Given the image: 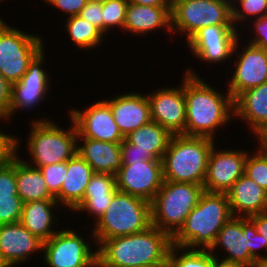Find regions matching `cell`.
<instances>
[{
  "mask_svg": "<svg viewBox=\"0 0 267 267\" xmlns=\"http://www.w3.org/2000/svg\"><path fill=\"white\" fill-rule=\"evenodd\" d=\"M188 66L183 71L186 135L218 141V131L223 128L226 130L235 121L234 100L228 90L221 92L217 85L210 84L204 76H200L198 70L192 67L196 65Z\"/></svg>",
  "mask_w": 267,
  "mask_h": 267,
  "instance_id": "6da1fadb",
  "label": "cell"
},
{
  "mask_svg": "<svg viewBox=\"0 0 267 267\" xmlns=\"http://www.w3.org/2000/svg\"><path fill=\"white\" fill-rule=\"evenodd\" d=\"M171 245L172 238L152 225L139 233L104 240L97 248V263L102 267L168 264Z\"/></svg>",
  "mask_w": 267,
  "mask_h": 267,
  "instance_id": "7a4b0ae2",
  "label": "cell"
},
{
  "mask_svg": "<svg viewBox=\"0 0 267 267\" xmlns=\"http://www.w3.org/2000/svg\"><path fill=\"white\" fill-rule=\"evenodd\" d=\"M51 117V118H50ZM49 118L42 116L36 117L30 121V126L27 134L25 154H29L24 158V154L19 155L22 149L20 136H17V155L28 165L34 168H40L47 165H53L61 162H67L77 154V136L78 132L72 119L70 126L62 127L58 124L57 119L52 121V116ZM31 127V128H30ZM21 149H20V148ZM29 152V153H28ZM31 160V161H30Z\"/></svg>",
  "mask_w": 267,
  "mask_h": 267,
  "instance_id": "3957f363",
  "label": "cell"
},
{
  "mask_svg": "<svg viewBox=\"0 0 267 267\" xmlns=\"http://www.w3.org/2000/svg\"><path fill=\"white\" fill-rule=\"evenodd\" d=\"M231 217L226 193L204 191L198 204L187 215L183 226L172 237V245L209 250L219 231Z\"/></svg>",
  "mask_w": 267,
  "mask_h": 267,
  "instance_id": "277c9868",
  "label": "cell"
},
{
  "mask_svg": "<svg viewBox=\"0 0 267 267\" xmlns=\"http://www.w3.org/2000/svg\"><path fill=\"white\" fill-rule=\"evenodd\" d=\"M216 142L206 137L173 135L161 160L163 179L203 186L209 155Z\"/></svg>",
  "mask_w": 267,
  "mask_h": 267,
  "instance_id": "5b68a950",
  "label": "cell"
},
{
  "mask_svg": "<svg viewBox=\"0 0 267 267\" xmlns=\"http://www.w3.org/2000/svg\"><path fill=\"white\" fill-rule=\"evenodd\" d=\"M90 225L97 247L104 240L142 232L152 226L150 202L118 191L104 214Z\"/></svg>",
  "mask_w": 267,
  "mask_h": 267,
  "instance_id": "8992f818",
  "label": "cell"
},
{
  "mask_svg": "<svg viewBox=\"0 0 267 267\" xmlns=\"http://www.w3.org/2000/svg\"><path fill=\"white\" fill-rule=\"evenodd\" d=\"M204 191L199 184L164 180L150 202L152 225L172 238L198 204Z\"/></svg>",
  "mask_w": 267,
  "mask_h": 267,
  "instance_id": "52a82bcc",
  "label": "cell"
},
{
  "mask_svg": "<svg viewBox=\"0 0 267 267\" xmlns=\"http://www.w3.org/2000/svg\"><path fill=\"white\" fill-rule=\"evenodd\" d=\"M209 251L216 257L253 267L256 259L267 256V243L263 242L249 217L232 216L219 231Z\"/></svg>",
  "mask_w": 267,
  "mask_h": 267,
  "instance_id": "ba28073f",
  "label": "cell"
},
{
  "mask_svg": "<svg viewBox=\"0 0 267 267\" xmlns=\"http://www.w3.org/2000/svg\"><path fill=\"white\" fill-rule=\"evenodd\" d=\"M18 27L0 16V73L11 85L20 81L29 63L47 45L42 34Z\"/></svg>",
  "mask_w": 267,
  "mask_h": 267,
  "instance_id": "9c48e42d",
  "label": "cell"
},
{
  "mask_svg": "<svg viewBox=\"0 0 267 267\" xmlns=\"http://www.w3.org/2000/svg\"><path fill=\"white\" fill-rule=\"evenodd\" d=\"M211 25H233L231 5L226 0L171 2L172 40L175 43V35H180V40L187 42L200 29Z\"/></svg>",
  "mask_w": 267,
  "mask_h": 267,
  "instance_id": "30bf717a",
  "label": "cell"
},
{
  "mask_svg": "<svg viewBox=\"0 0 267 267\" xmlns=\"http://www.w3.org/2000/svg\"><path fill=\"white\" fill-rule=\"evenodd\" d=\"M88 232L89 237H86L82 231L79 233L72 227L59 229L43 242L40 263L47 267H93L97 263L98 247L92 230Z\"/></svg>",
  "mask_w": 267,
  "mask_h": 267,
  "instance_id": "8fae6325",
  "label": "cell"
},
{
  "mask_svg": "<svg viewBox=\"0 0 267 267\" xmlns=\"http://www.w3.org/2000/svg\"><path fill=\"white\" fill-rule=\"evenodd\" d=\"M45 51L44 47L29 63L28 69L20 81L12 84L9 115L2 121L4 124L5 122L7 125L9 122L12 123L13 117L21 111L29 112L31 110V115L43 102L50 101L48 97L52 96L49 93L53 84L52 79L49 78L52 72H48L44 68L45 61H47V57H45L47 51Z\"/></svg>",
  "mask_w": 267,
  "mask_h": 267,
  "instance_id": "7c38bea8",
  "label": "cell"
},
{
  "mask_svg": "<svg viewBox=\"0 0 267 267\" xmlns=\"http://www.w3.org/2000/svg\"><path fill=\"white\" fill-rule=\"evenodd\" d=\"M230 64L233 65L228 70L227 82H224L228 88H224L229 91L233 100L242 92L267 82V51L244 42L241 37L235 43Z\"/></svg>",
  "mask_w": 267,
  "mask_h": 267,
  "instance_id": "4fadbf2b",
  "label": "cell"
},
{
  "mask_svg": "<svg viewBox=\"0 0 267 267\" xmlns=\"http://www.w3.org/2000/svg\"><path fill=\"white\" fill-rule=\"evenodd\" d=\"M240 38V31L234 25H211L196 32L187 42V50L208 67L228 65L232 61L236 41ZM189 48V49H188ZM225 63V64H224ZM220 64V65H219Z\"/></svg>",
  "mask_w": 267,
  "mask_h": 267,
  "instance_id": "5bb4252c",
  "label": "cell"
},
{
  "mask_svg": "<svg viewBox=\"0 0 267 267\" xmlns=\"http://www.w3.org/2000/svg\"><path fill=\"white\" fill-rule=\"evenodd\" d=\"M218 148L217 142L212 147L209 155L207 172L203 184L204 190L210 193H227L231 186L245 174V163L249 151L236 147Z\"/></svg>",
  "mask_w": 267,
  "mask_h": 267,
  "instance_id": "9a60e30c",
  "label": "cell"
},
{
  "mask_svg": "<svg viewBox=\"0 0 267 267\" xmlns=\"http://www.w3.org/2000/svg\"><path fill=\"white\" fill-rule=\"evenodd\" d=\"M181 83L174 86L154 87L146 93L150 104L151 120L167 129L172 135H186V101ZM155 89V90H154Z\"/></svg>",
  "mask_w": 267,
  "mask_h": 267,
  "instance_id": "2e32d148",
  "label": "cell"
},
{
  "mask_svg": "<svg viewBox=\"0 0 267 267\" xmlns=\"http://www.w3.org/2000/svg\"><path fill=\"white\" fill-rule=\"evenodd\" d=\"M103 99L87 104L84 109L81 106L69 107L68 116L76 126L77 137L120 144L125 137L114 121L110 106Z\"/></svg>",
  "mask_w": 267,
  "mask_h": 267,
  "instance_id": "e0dca14e",
  "label": "cell"
},
{
  "mask_svg": "<svg viewBox=\"0 0 267 267\" xmlns=\"http://www.w3.org/2000/svg\"><path fill=\"white\" fill-rule=\"evenodd\" d=\"M118 191L151 202L164 181L161 160H143L122 165L115 175Z\"/></svg>",
  "mask_w": 267,
  "mask_h": 267,
  "instance_id": "ac0fdd59",
  "label": "cell"
},
{
  "mask_svg": "<svg viewBox=\"0 0 267 267\" xmlns=\"http://www.w3.org/2000/svg\"><path fill=\"white\" fill-rule=\"evenodd\" d=\"M42 250L43 241L20 222L0 225V257L7 267L29 264L40 253L42 258Z\"/></svg>",
  "mask_w": 267,
  "mask_h": 267,
  "instance_id": "d6986e66",
  "label": "cell"
},
{
  "mask_svg": "<svg viewBox=\"0 0 267 267\" xmlns=\"http://www.w3.org/2000/svg\"><path fill=\"white\" fill-rule=\"evenodd\" d=\"M113 96V97H112ZM104 99L110 106L115 123L126 138L131 132L151 121L150 104L146 93L129 91Z\"/></svg>",
  "mask_w": 267,
  "mask_h": 267,
  "instance_id": "ffe728a7",
  "label": "cell"
},
{
  "mask_svg": "<svg viewBox=\"0 0 267 267\" xmlns=\"http://www.w3.org/2000/svg\"><path fill=\"white\" fill-rule=\"evenodd\" d=\"M234 119L248 126L252 138L262 140L267 136V82L242 92L234 100Z\"/></svg>",
  "mask_w": 267,
  "mask_h": 267,
  "instance_id": "44dd1931",
  "label": "cell"
},
{
  "mask_svg": "<svg viewBox=\"0 0 267 267\" xmlns=\"http://www.w3.org/2000/svg\"><path fill=\"white\" fill-rule=\"evenodd\" d=\"M163 30L168 33L170 40L173 37L171 28V7L143 6L128 3L126 9L123 34L134 37H149L148 35L161 33ZM157 31V32H156ZM152 32V33H151Z\"/></svg>",
  "mask_w": 267,
  "mask_h": 267,
  "instance_id": "7402d4cb",
  "label": "cell"
},
{
  "mask_svg": "<svg viewBox=\"0 0 267 267\" xmlns=\"http://www.w3.org/2000/svg\"><path fill=\"white\" fill-rule=\"evenodd\" d=\"M63 211L56 200L31 201L23 204L20 223L44 242L61 229L58 216Z\"/></svg>",
  "mask_w": 267,
  "mask_h": 267,
  "instance_id": "603a6c76",
  "label": "cell"
},
{
  "mask_svg": "<svg viewBox=\"0 0 267 267\" xmlns=\"http://www.w3.org/2000/svg\"><path fill=\"white\" fill-rule=\"evenodd\" d=\"M118 192L116 187L115 176L107 173H94L90 178V182L86 187L82 202L70 212L73 215L76 213L80 218L81 214H85L90 219L93 218V224L104 214L111 204L114 195Z\"/></svg>",
  "mask_w": 267,
  "mask_h": 267,
  "instance_id": "cb8c5ba5",
  "label": "cell"
},
{
  "mask_svg": "<svg viewBox=\"0 0 267 267\" xmlns=\"http://www.w3.org/2000/svg\"><path fill=\"white\" fill-rule=\"evenodd\" d=\"M229 207L234 217H251L267 212V192L243 174L227 191Z\"/></svg>",
  "mask_w": 267,
  "mask_h": 267,
  "instance_id": "d4e9b609",
  "label": "cell"
},
{
  "mask_svg": "<svg viewBox=\"0 0 267 267\" xmlns=\"http://www.w3.org/2000/svg\"><path fill=\"white\" fill-rule=\"evenodd\" d=\"M93 174L92 167L79 154L67 161V176L55 197L64 212H72L82 202Z\"/></svg>",
  "mask_w": 267,
  "mask_h": 267,
  "instance_id": "484cf974",
  "label": "cell"
},
{
  "mask_svg": "<svg viewBox=\"0 0 267 267\" xmlns=\"http://www.w3.org/2000/svg\"><path fill=\"white\" fill-rule=\"evenodd\" d=\"M77 154L93 169L94 173L116 175L122 166L121 145L77 137Z\"/></svg>",
  "mask_w": 267,
  "mask_h": 267,
  "instance_id": "4316f807",
  "label": "cell"
},
{
  "mask_svg": "<svg viewBox=\"0 0 267 267\" xmlns=\"http://www.w3.org/2000/svg\"><path fill=\"white\" fill-rule=\"evenodd\" d=\"M15 174L18 195L23 204L37 200H55L49 192L42 172L15 156Z\"/></svg>",
  "mask_w": 267,
  "mask_h": 267,
  "instance_id": "83f0119b",
  "label": "cell"
},
{
  "mask_svg": "<svg viewBox=\"0 0 267 267\" xmlns=\"http://www.w3.org/2000/svg\"><path fill=\"white\" fill-rule=\"evenodd\" d=\"M63 20L64 22L62 23L65 25H62L63 27L61 26V28H64V31H66L64 34L67 33L68 35L65 38H69L68 41L71 40L73 46L77 47V49L79 48L78 50H81V53L83 50L86 54L87 52L91 54L94 49L95 53L99 46L104 45L105 39H108L96 26L79 15L64 18Z\"/></svg>",
  "mask_w": 267,
  "mask_h": 267,
  "instance_id": "f1b7e54d",
  "label": "cell"
},
{
  "mask_svg": "<svg viewBox=\"0 0 267 267\" xmlns=\"http://www.w3.org/2000/svg\"><path fill=\"white\" fill-rule=\"evenodd\" d=\"M172 136L167 129L151 120L131 132L126 139L140 152L152 153L157 159L162 160Z\"/></svg>",
  "mask_w": 267,
  "mask_h": 267,
  "instance_id": "f546056e",
  "label": "cell"
},
{
  "mask_svg": "<svg viewBox=\"0 0 267 267\" xmlns=\"http://www.w3.org/2000/svg\"><path fill=\"white\" fill-rule=\"evenodd\" d=\"M167 262L170 267H213V255L208 249L171 245Z\"/></svg>",
  "mask_w": 267,
  "mask_h": 267,
  "instance_id": "4dcf8cb0",
  "label": "cell"
},
{
  "mask_svg": "<svg viewBox=\"0 0 267 267\" xmlns=\"http://www.w3.org/2000/svg\"><path fill=\"white\" fill-rule=\"evenodd\" d=\"M254 141H252L253 144L257 143L253 151L248 153L245 175L267 192V145L259 139Z\"/></svg>",
  "mask_w": 267,
  "mask_h": 267,
  "instance_id": "1f68e13d",
  "label": "cell"
},
{
  "mask_svg": "<svg viewBox=\"0 0 267 267\" xmlns=\"http://www.w3.org/2000/svg\"><path fill=\"white\" fill-rule=\"evenodd\" d=\"M231 9L233 25L240 31L246 23L267 16V0H238Z\"/></svg>",
  "mask_w": 267,
  "mask_h": 267,
  "instance_id": "d6a6232c",
  "label": "cell"
},
{
  "mask_svg": "<svg viewBox=\"0 0 267 267\" xmlns=\"http://www.w3.org/2000/svg\"><path fill=\"white\" fill-rule=\"evenodd\" d=\"M127 5V0L102 1L103 34L106 37H108L107 35L109 34V38L112 39V34L113 32H116V30L118 31V33L120 32L122 34Z\"/></svg>",
  "mask_w": 267,
  "mask_h": 267,
  "instance_id": "836d02e7",
  "label": "cell"
},
{
  "mask_svg": "<svg viewBox=\"0 0 267 267\" xmlns=\"http://www.w3.org/2000/svg\"><path fill=\"white\" fill-rule=\"evenodd\" d=\"M240 37H245V42L267 51V16L252 20L246 24L240 30Z\"/></svg>",
  "mask_w": 267,
  "mask_h": 267,
  "instance_id": "e575fe53",
  "label": "cell"
},
{
  "mask_svg": "<svg viewBox=\"0 0 267 267\" xmlns=\"http://www.w3.org/2000/svg\"><path fill=\"white\" fill-rule=\"evenodd\" d=\"M39 170L44 176L49 192L56 197L67 176V162L43 166Z\"/></svg>",
  "mask_w": 267,
  "mask_h": 267,
  "instance_id": "d590c367",
  "label": "cell"
},
{
  "mask_svg": "<svg viewBox=\"0 0 267 267\" xmlns=\"http://www.w3.org/2000/svg\"><path fill=\"white\" fill-rule=\"evenodd\" d=\"M22 207L20 196L0 197V225L20 222Z\"/></svg>",
  "mask_w": 267,
  "mask_h": 267,
  "instance_id": "8d00e7d4",
  "label": "cell"
},
{
  "mask_svg": "<svg viewBox=\"0 0 267 267\" xmlns=\"http://www.w3.org/2000/svg\"><path fill=\"white\" fill-rule=\"evenodd\" d=\"M19 196L16 185L15 157L0 168V197Z\"/></svg>",
  "mask_w": 267,
  "mask_h": 267,
  "instance_id": "74e56055",
  "label": "cell"
},
{
  "mask_svg": "<svg viewBox=\"0 0 267 267\" xmlns=\"http://www.w3.org/2000/svg\"><path fill=\"white\" fill-rule=\"evenodd\" d=\"M1 123V122H0ZM17 155V135L0 127V168L6 166Z\"/></svg>",
  "mask_w": 267,
  "mask_h": 267,
  "instance_id": "f35d334b",
  "label": "cell"
},
{
  "mask_svg": "<svg viewBox=\"0 0 267 267\" xmlns=\"http://www.w3.org/2000/svg\"><path fill=\"white\" fill-rule=\"evenodd\" d=\"M44 4L51 5L52 9L55 8L62 13L64 18L79 15L80 11L86 6L89 0H42Z\"/></svg>",
  "mask_w": 267,
  "mask_h": 267,
  "instance_id": "ab89813d",
  "label": "cell"
},
{
  "mask_svg": "<svg viewBox=\"0 0 267 267\" xmlns=\"http://www.w3.org/2000/svg\"><path fill=\"white\" fill-rule=\"evenodd\" d=\"M120 145L122 165H131V162H142L143 160H159L152 153L140 152L126 138Z\"/></svg>",
  "mask_w": 267,
  "mask_h": 267,
  "instance_id": "60d3db41",
  "label": "cell"
},
{
  "mask_svg": "<svg viewBox=\"0 0 267 267\" xmlns=\"http://www.w3.org/2000/svg\"><path fill=\"white\" fill-rule=\"evenodd\" d=\"M79 16L89 21L103 33L102 1L89 0Z\"/></svg>",
  "mask_w": 267,
  "mask_h": 267,
  "instance_id": "b9f144b4",
  "label": "cell"
},
{
  "mask_svg": "<svg viewBox=\"0 0 267 267\" xmlns=\"http://www.w3.org/2000/svg\"><path fill=\"white\" fill-rule=\"evenodd\" d=\"M11 84L0 73V122L9 115Z\"/></svg>",
  "mask_w": 267,
  "mask_h": 267,
  "instance_id": "7bdbcfd3",
  "label": "cell"
},
{
  "mask_svg": "<svg viewBox=\"0 0 267 267\" xmlns=\"http://www.w3.org/2000/svg\"><path fill=\"white\" fill-rule=\"evenodd\" d=\"M255 224L257 232L262 235L264 243H267V212L255 214L249 217Z\"/></svg>",
  "mask_w": 267,
  "mask_h": 267,
  "instance_id": "ee69618b",
  "label": "cell"
},
{
  "mask_svg": "<svg viewBox=\"0 0 267 267\" xmlns=\"http://www.w3.org/2000/svg\"><path fill=\"white\" fill-rule=\"evenodd\" d=\"M128 3L138 4L143 6H156V7H171L169 0H127Z\"/></svg>",
  "mask_w": 267,
  "mask_h": 267,
  "instance_id": "f6af8a7d",
  "label": "cell"
},
{
  "mask_svg": "<svg viewBox=\"0 0 267 267\" xmlns=\"http://www.w3.org/2000/svg\"><path fill=\"white\" fill-rule=\"evenodd\" d=\"M213 267H244L243 265L228 261L213 255Z\"/></svg>",
  "mask_w": 267,
  "mask_h": 267,
  "instance_id": "bcb514c9",
  "label": "cell"
},
{
  "mask_svg": "<svg viewBox=\"0 0 267 267\" xmlns=\"http://www.w3.org/2000/svg\"><path fill=\"white\" fill-rule=\"evenodd\" d=\"M253 267H267V256L256 259Z\"/></svg>",
  "mask_w": 267,
  "mask_h": 267,
  "instance_id": "7dc6e473",
  "label": "cell"
},
{
  "mask_svg": "<svg viewBox=\"0 0 267 267\" xmlns=\"http://www.w3.org/2000/svg\"><path fill=\"white\" fill-rule=\"evenodd\" d=\"M168 264H154V265H146L141 267H166Z\"/></svg>",
  "mask_w": 267,
  "mask_h": 267,
  "instance_id": "c3c4849f",
  "label": "cell"
},
{
  "mask_svg": "<svg viewBox=\"0 0 267 267\" xmlns=\"http://www.w3.org/2000/svg\"><path fill=\"white\" fill-rule=\"evenodd\" d=\"M231 6L237 2L238 0H226Z\"/></svg>",
  "mask_w": 267,
  "mask_h": 267,
  "instance_id": "681fc988",
  "label": "cell"
},
{
  "mask_svg": "<svg viewBox=\"0 0 267 267\" xmlns=\"http://www.w3.org/2000/svg\"><path fill=\"white\" fill-rule=\"evenodd\" d=\"M0 267H7V265L2 261L1 257H0Z\"/></svg>",
  "mask_w": 267,
  "mask_h": 267,
  "instance_id": "f907efd6",
  "label": "cell"
},
{
  "mask_svg": "<svg viewBox=\"0 0 267 267\" xmlns=\"http://www.w3.org/2000/svg\"><path fill=\"white\" fill-rule=\"evenodd\" d=\"M262 141L267 145V136Z\"/></svg>",
  "mask_w": 267,
  "mask_h": 267,
  "instance_id": "816d5d0a",
  "label": "cell"
},
{
  "mask_svg": "<svg viewBox=\"0 0 267 267\" xmlns=\"http://www.w3.org/2000/svg\"><path fill=\"white\" fill-rule=\"evenodd\" d=\"M93 267H99V264L98 263H96Z\"/></svg>",
  "mask_w": 267,
  "mask_h": 267,
  "instance_id": "f5cc1de1",
  "label": "cell"
},
{
  "mask_svg": "<svg viewBox=\"0 0 267 267\" xmlns=\"http://www.w3.org/2000/svg\"><path fill=\"white\" fill-rule=\"evenodd\" d=\"M4 1L6 2V0H0V4H2V2H4ZM7 1H8V0H7Z\"/></svg>",
  "mask_w": 267,
  "mask_h": 267,
  "instance_id": "db71d44e",
  "label": "cell"
}]
</instances>
